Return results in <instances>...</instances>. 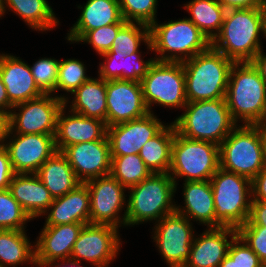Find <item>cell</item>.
<instances>
[{
    "label": "cell",
    "mask_w": 266,
    "mask_h": 267,
    "mask_svg": "<svg viewBox=\"0 0 266 267\" xmlns=\"http://www.w3.org/2000/svg\"><path fill=\"white\" fill-rule=\"evenodd\" d=\"M141 41L145 42L147 49L152 51L150 27L141 23L127 22L117 33L110 51L131 55L139 51Z\"/></svg>",
    "instance_id": "34"
},
{
    "label": "cell",
    "mask_w": 266,
    "mask_h": 267,
    "mask_svg": "<svg viewBox=\"0 0 266 267\" xmlns=\"http://www.w3.org/2000/svg\"><path fill=\"white\" fill-rule=\"evenodd\" d=\"M259 12L261 15V27H262V35H264V37H266V2L263 3L260 7H259Z\"/></svg>",
    "instance_id": "53"
},
{
    "label": "cell",
    "mask_w": 266,
    "mask_h": 267,
    "mask_svg": "<svg viewBox=\"0 0 266 267\" xmlns=\"http://www.w3.org/2000/svg\"><path fill=\"white\" fill-rule=\"evenodd\" d=\"M261 141L264 169L266 170V123L261 125Z\"/></svg>",
    "instance_id": "52"
},
{
    "label": "cell",
    "mask_w": 266,
    "mask_h": 267,
    "mask_svg": "<svg viewBox=\"0 0 266 267\" xmlns=\"http://www.w3.org/2000/svg\"><path fill=\"white\" fill-rule=\"evenodd\" d=\"M62 153L81 183L109 175L111 172L112 158L107 135L102 140L68 146Z\"/></svg>",
    "instance_id": "17"
},
{
    "label": "cell",
    "mask_w": 266,
    "mask_h": 267,
    "mask_svg": "<svg viewBox=\"0 0 266 267\" xmlns=\"http://www.w3.org/2000/svg\"><path fill=\"white\" fill-rule=\"evenodd\" d=\"M67 102V97L43 94L14 105L13 109H20L18 113L16 110L10 112L9 133L55 135L59 111Z\"/></svg>",
    "instance_id": "11"
},
{
    "label": "cell",
    "mask_w": 266,
    "mask_h": 267,
    "mask_svg": "<svg viewBox=\"0 0 266 267\" xmlns=\"http://www.w3.org/2000/svg\"><path fill=\"white\" fill-rule=\"evenodd\" d=\"M227 255L236 262L237 267H265L258 255L238 234L231 240Z\"/></svg>",
    "instance_id": "40"
},
{
    "label": "cell",
    "mask_w": 266,
    "mask_h": 267,
    "mask_svg": "<svg viewBox=\"0 0 266 267\" xmlns=\"http://www.w3.org/2000/svg\"><path fill=\"white\" fill-rule=\"evenodd\" d=\"M85 66L79 60L65 59L59 62L57 90L61 89L71 94L78 89L84 82L90 79L85 75Z\"/></svg>",
    "instance_id": "37"
},
{
    "label": "cell",
    "mask_w": 266,
    "mask_h": 267,
    "mask_svg": "<svg viewBox=\"0 0 266 267\" xmlns=\"http://www.w3.org/2000/svg\"><path fill=\"white\" fill-rule=\"evenodd\" d=\"M219 267H237V264L227 255L220 263Z\"/></svg>",
    "instance_id": "54"
},
{
    "label": "cell",
    "mask_w": 266,
    "mask_h": 267,
    "mask_svg": "<svg viewBox=\"0 0 266 267\" xmlns=\"http://www.w3.org/2000/svg\"><path fill=\"white\" fill-rule=\"evenodd\" d=\"M51 210L49 213L48 211ZM44 226L90 223V195L86 183L79 184L67 194L54 198L48 207Z\"/></svg>",
    "instance_id": "23"
},
{
    "label": "cell",
    "mask_w": 266,
    "mask_h": 267,
    "mask_svg": "<svg viewBox=\"0 0 266 267\" xmlns=\"http://www.w3.org/2000/svg\"><path fill=\"white\" fill-rule=\"evenodd\" d=\"M56 261L58 262L59 260H51L49 262H46L42 267H49V266H53V267H83V266H80V261L78 260H73L71 258H68V259H62L59 261V263L62 261V263H56ZM56 263V264H55ZM54 264V265H53ZM63 264V265H62ZM57 265V266H56Z\"/></svg>",
    "instance_id": "51"
},
{
    "label": "cell",
    "mask_w": 266,
    "mask_h": 267,
    "mask_svg": "<svg viewBox=\"0 0 266 267\" xmlns=\"http://www.w3.org/2000/svg\"><path fill=\"white\" fill-rule=\"evenodd\" d=\"M252 200L266 201V170L262 169L251 180Z\"/></svg>",
    "instance_id": "46"
},
{
    "label": "cell",
    "mask_w": 266,
    "mask_h": 267,
    "mask_svg": "<svg viewBox=\"0 0 266 267\" xmlns=\"http://www.w3.org/2000/svg\"><path fill=\"white\" fill-rule=\"evenodd\" d=\"M118 228L107 224H85L74 243L71 259L107 267L120 249Z\"/></svg>",
    "instance_id": "13"
},
{
    "label": "cell",
    "mask_w": 266,
    "mask_h": 267,
    "mask_svg": "<svg viewBox=\"0 0 266 267\" xmlns=\"http://www.w3.org/2000/svg\"><path fill=\"white\" fill-rule=\"evenodd\" d=\"M184 109L185 112L173 122L176 132L183 137L220 145L239 126L225 99L187 102Z\"/></svg>",
    "instance_id": "4"
},
{
    "label": "cell",
    "mask_w": 266,
    "mask_h": 267,
    "mask_svg": "<svg viewBox=\"0 0 266 267\" xmlns=\"http://www.w3.org/2000/svg\"><path fill=\"white\" fill-rule=\"evenodd\" d=\"M225 101L233 120L244 125L266 123V83L252 62H235L230 70Z\"/></svg>",
    "instance_id": "1"
},
{
    "label": "cell",
    "mask_w": 266,
    "mask_h": 267,
    "mask_svg": "<svg viewBox=\"0 0 266 267\" xmlns=\"http://www.w3.org/2000/svg\"><path fill=\"white\" fill-rule=\"evenodd\" d=\"M140 57L139 51L125 56L124 80L141 82L147 75L148 69L155 59L150 58L148 61H143Z\"/></svg>",
    "instance_id": "43"
},
{
    "label": "cell",
    "mask_w": 266,
    "mask_h": 267,
    "mask_svg": "<svg viewBox=\"0 0 266 267\" xmlns=\"http://www.w3.org/2000/svg\"><path fill=\"white\" fill-rule=\"evenodd\" d=\"M220 168L252 180L264 169L261 125L235 127L221 142Z\"/></svg>",
    "instance_id": "9"
},
{
    "label": "cell",
    "mask_w": 266,
    "mask_h": 267,
    "mask_svg": "<svg viewBox=\"0 0 266 267\" xmlns=\"http://www.w3.org/2000/svg\"><path fill=\"white\" fill-rule=\"evenodd\" d=\"M6 7L13 9L27 25L38 31L50 30L59 24L46 0H1L0 17L5 13Z\"/></svg>",
    "instance_id": "29"
},
{
    "label": "cell",
    "mask_w": 266,
    "mask_h": 267,
    "mask_svg": "<svg viewBox=\"0 0 266 267\" xmlns=\"http://www.w3.org/2000/svg\"><path fill=\"white\" fill-rule=\"evenodd\" d=\"M122 17L127 22L151 26L156 21L158 0H118Z\"/></svg>",
    "instance_id": "36"
},
{
    "label": "cell",
    "mask_w": 266,
    "mask_h": 267,
    "mask_svg": "<svg viewBox=\"0 0 266 267\" xmlns=\"http://www.w3.org/2000/svg\"><path fill=\"white\" fill-rule=\"evenodd\" d=\"M83 226L82 223L43 226L34 245L36 265L42 267L51 260L70 258L74 243Z\"/></svg>",
    "instance_id": "20"
},
{
    "label": "cell",
    "mask_w": 266,
    "mask_h": 267,
    "mask_svg": "<svg viewBox=\"0 0 266 267\" xmlns=\"http://www.w3.org/2000/svg\"><path fill=\"white\" fill-rule=\"evenodd\" d=\"M106 58L105 62L99 64V77L104 81L124 80V60L125 54L118 51H108L101 54Z\"/></svg>",
    "instance_id": "42"
},
{
    "label": "cell",
    "mask_w": 266,
    "mask_h": 267,
    "mask_svg": "<svg viewBox=\"0 0 266 267\" xmlns=\"http://www.w3.org/2000/svg\"><path fill=\"white\" fill-rule=\"evenodd\" d=\"M126 23H114L88 31L78 42H88L101 55L110 51L119 30Z\"/></svg>",
    "instance_id": "39"
},
{
    "label": "cell",
    "mask_w": 266,
    "mask_h": 267,
    "mask_svg": "<svg viewBox=\"0 0 266 267\" xmlns=\"http://www.w3.org/2000/svg\"><path fill=\"white\" fill-rule=\"evenodd\" d=\"M236 235L237 229L232 227L207 228L200 237H194L184 267H219L231 243L228 236L232 240Z\"/></svg>",
    "instance_id": "21"
},
{
    "label": "cell",
    "mask_w": 266,
    "mask_h": 267,
    "mask_svg": "<svg viewBox=\"0 0 266 267\" xmlns=\"http://www.w3.org/2000/svg\"><path fill=\"white\" fill-rule=\"evenodd\" d=\"M110 174L126 189H129L149 177L152 172L139 154L111 156Z\"/></svg>",
    "instance_id": "33"
},
{
    "label": "cell",
    "mask_w": 266,
    "mask_h": 267,
    "mask_svg": "<svg viewBox=\"0 0 266 267\" xmlns=\"http://www.w3.org/2000/svg\"><path fill=\"white\" fill-rule=\"evenodd\" d=\"M78 21L71 27L67 40L78 42L88 31L114 23H127L122 17L118 0H88Z\"/></svg>",
    "instance_id": "24"
},
{
    "label": "cell",
    "mask_w": 266,
    "mask_h": 267,
    "mask_svg": "<svg viewBox=\"0 0 266 267\" xmlns=\"http://www.w3.org/2000/svg\"><path fill=\"white\" fill-rule=\"evenodd\" d=\"M35 261V246H32L25 230H0V267H16ZM16 265V266H15Z\"/></svg>",
    "instance_id": "31"
},
{
    "label": "cell",
    "mask_w": 266,
    "mask_h": 267,
    "mask_svg": "<svg viewBox=\"0 0 266 267\" xmlns=\"http://www.w3.org/2000/svg\"><path fill=\"white\" fill-rule=\"evenodd\" d=\"M226 10L259 8L266 0H217Z\"/></svg>",
    "instance_id": "47"
},
{
    "label": "cell",
    "mask_w": 266,
    "mask_h": 267,
    "mask_svg": "<svg viewBox=\"0 0 266 267\" xmlns=\"http://www.w3.org/2000/svg\"><path fill=\"white\" fill-rule=\"evenodd\" d=\"M234 63L212 46L182 62L187 102L225 99Z\"/></svg>",
    "instance_id": "2"
},
{
    "label": "cell",
    "mask_w": 266,
    "mask_h": 267,
    "mask_svg": "<svg viewBox=\"0 0 266 267\" xmlns=\"http://www.w3.org/2000/svg\"><path fill=\"white\" fill-rule=\"evenodd\" d=\"M0 109L7 112H11V110L13 109V105L9 102L6 88L1 78H0Z\"/></svg>",
    "instance_id": "50"
},
{
    "label": "cell",
    "mask_w": 266,
    "mask_h": 267,
    "mask_svg": "<svg viewBox=\"0 0 266 267\" xmlns=\"http://www.w3.org/2000/svg\"><path fill=\"white\" fill-rule=\"evenodd\" d=\"M220 168L219 145L183 137L175 132L169 175L177 188V177L187 181H208Z\"/></svg>",
    "instance_id": "8"
},
{
    "label": "cell",
    "mask_w": 266,
    "mask_h": 267,
    "mask_svg": "<svg viewBox=\"0 0 266 267\" xmlns=\"http://www.w3.org/2000/svg\"><path fill=\"white\" fill-rule=\"evenodd\" d=\"M10 112L0 109V145L10 137Z\"/></svg>",
    "instance_id": "48"
},
{
    "label": "cell",
    "mask_w": 266,
    "mask_h": 267,
    "mask_svg": "<svg viewBox=\"0 0 266 267\" xmlns=\"http://www.w3.org/2000/svg\"><path fill=\"white\" fill-rule=\"evenodd\" d=\"M9 190L31 219L44 215L54 200L36 174H14Z\"/></svg>",
    "instance_id": "25"
},
{
    "label": "cell",
    "mask_w": 266,
    "mask_h": 267,
    "mask_svg": "<svg viewBox=\"0 0 266 267\" xmlns=\"http://www.w3.org/2000/svg\"><path fill=\"white\" fill-rule=\"evenodd\" d=\"M106 92L107 127L138 119L149 113L140 82L109 80L106 81Z\"/></svg>",
    "instance_id": "16"
},
{
    "label": "cell",
    "mask_w": 266,
    "mask_h": 267,
    "mask_svg": "<svg viewBox=\"0 0 266 267\" xmlns=\"http://www.w3.org/2000/svg\"><path fill=\"white\" fill-rule=\"evenodd\" d=\"M86 185L90 195V223L126 227V219L119 217L124 204L127 205L126 188L111 174L89 180Z\"/></svg>",
    "instance_id": "14"
},
{
    "label": "cell",
    "mask_w": 266,
    "mask_h": 267,
    "mask_svg": "<svg viewBox=\"0 0 266 267\" xmlns=\"http://www.w3.org/2000/svg\"><path fill=\"white\" fill-rule=\"evenodd\" d=\"M64 105L59 111L55 132L56 150L62 152L66 147L88 141L102 140L107 135L106 123L96 118L85 117L71 112L65 116Z\"/></svg>",
    "instance_id": "19"
},
{
    "label": "cell",
    "mask_w": 266,
    "mask_h": 267,
    "mask_svg": "<svg viewBox=\"0 0 266 267\" xmlns=\"http://www.w3.org/2000/svg\"><path fill=\"white\" fill-rule=\"evenodd\" d=\"M150 41L152 51L160 54L154 59L161 62H184L211 46L208 38L188 18L164 24L155 21L150 26Z\"/></svg>",
    "instance_id": "6"
},
{
    "label": "cell",
    "mask_w": 266,
    "mask_h": 267,
    "mask_svg": "<svg viewBox=\"0 0 266 267\" xmlns=\"http://www.w3.org/2000/svg\"><path fill=\"white\" fill-rule=\"evenodd\" d=\"M72 94L71 112L102 120L107 126L106 81L90 78Z\"/></svg>",
    "instance_id": "28"
},
{
    "label": "cell",
    "mask_w": 266,
    "mask_h": 267,
    "mask_svg": "<svg viewBox=\"0 0 266 267\" xmlns=\"http://www.w3.org/2000/svg\"><path fill=\"white\" fill-rule=\"evenodd\" d=\"M175 132L176 129L172 122L149 139L140 149L139 156L152 173H169Z\"/></svg>",
    "instance_id": "30"
},
{
    "label": "cell",
    "mask_w": 266,
    "mask_h": 267,
    "mask_svg": "<svg viewBox=\"0 0 266 267\" xmlns=\"http://www.w3.org/2000/svg\"><path fill=\"white\" fill-rule=\"evenodd\" d=\"M35 174L53 198L63 196L81 184L67 157L59 151L48 158Z\"/></svg>",
    "instance_id": "27"
},
{
    "label": "cell",
    "mask_w": 266,
    "mask_h": 267,
    "mask_svg": "<svg viewBox=\"0 0 266 267\" xmlns=\"http://www.w3.org/2000/svg\"><path fill=\"white\" fill-rule=\"evenodd\" d=\"M259 8L227 10L219 34L211 46L234 62H251L262 49Z\"/></svg>",
    "instance_id": "3"
},
{
    "label": "cell",
    "mask_w": 266,
    "mask_h": 267,
    "mask_svg": "<svg viewBox=\"0 0 266 267\" xmlns=\"http://www.w3.org/2000/svg\"><path fill=\"white\" fill-rule=\"evenodd\" d=\"M210 184L215 205V228L238 229L249 218L251 180L219 168L210 179Z\"/></svg>",
    "instance_id": "7"
},
{
    "label": "cell",
    "mask_w": 266,
    "mask_h": 267,
    "mask_svg": "<svg viewBox=\"0 0 266 267\" xmlns=\"http://www.w3.org/2000/svg\"><path fill=\"white\" fill-rule=\"evenodd\" d=\"M164 127L152 112L141 118L107 127L111 156L139 154L142 146Z\"/></svg>",
    "instance_id": "18"
},
{
    "label": "cell",
    "mask_w": 266,
    "mask_h": 267,
    "mask_svg": "<svg viewBox=\"0 0 266 267\" xmlns=\"http://www.w3.org/2000/svg\"><path fill=\"white\" fill-rule=\"evenodd\" d=\"M262 51L261 49L251 62L258 69L262 79L266 83V55Z\"/></svg>",
    "instance_id": "49"
},
{
    "label": "cell",
    "mask_w": 266,
    "mask_h": 267,
    "mask_svg": "<svg viewBox=\"0 0 266 267\" xmlns=\"http://www.w3.org/2000/svg\"><path fill=\"white\" fill-rule=\"evenodd\" d=\"M9 54H0V78L14 106L43 95L35 84L30 65Z\"/></svg>",
    "instance_id": "22"
},
{
    "label": "cell",
    "mask_w": 266,
    "mask_h": 267,
    "mask_svg": "<svg viewBox=\"0 0 266 267\" xmlns=\"http://www.w3.org/2000/svg\"><path fill=\"white\" fill-rule=\"evenodd\" d=\"M59 62L53 58H42L30 66L35 84L43 94L57 92Z\"/></svg>",
    "instance_id": "38"
},
{
    "label": "cell",
    "mask_w": 266,
    "mask_h": 267,
    "mask_svg": "<svg viewBox=\"0 0 266 267\" xmlns=\"http://www.w3.org/2000/svg\"><path fill=\"white\" fill-rule=\"evenodd\" d=\"M242 226H266V201H251L249 218Z\"/></svg>",
    "instance_id": "45"
},
{
    "label": "cell",
    "mask_w": 266,
    "mask_h": 267,
    "mask_svg": "<svg viewBox=\"0 0 266 267\" xmlns=\"http://www.w3.org/2000/svg\"><path fill=\"white\" fill-rule=\"evenodd\" d=\"M128 190L130 195L122 216V219H126V226L148 220L158 222L175 212L176 204H172V200L177 189L169 173H152Z\"/></svg>",
    "instance_id": "5"
},
{
    "label": "cell",
    "mask_w": 266,
    "mask_h": 267,
    "mask_svg": "<svg viewBox=\"0 0 266 267\" xmlns=\"http://www.w3.org/2000/svg\"><path fill=\"white\" fill-rule=\"evenodd\" d=\"M54 136L14 133L13 137L9 138V142L4 144L14 173L35 174L41 165L57 151Z\"/></svg>",
    "instance_id": "15"
},
{
    "label": "cell",
    "mask_w": 266,
    "mask_h": 267,
    "mask_svg": "<svg viewBox=\"0 0 266 267\" xmlns=\"http://www.w3.org/2000/svg\"><path fill=\"white\" fill-rule=\"evenodd\" d=\"M237 234L258 255L266 267V226H240Z\"/></svg>",
    "instance_id": "41"
},
{
    "label": "cell",
    "mask_w": 266,
    "mask_h": 267,
    "mask_svg": "<svg viewBox=\"0 0 266 267\" xmlns=\"http://www.w3.org/2000/svg\"><path fill=\"white\" fill-rule=\"evenodd\" d=\"M143 98L151 113V105L184 108L187 104L185 73L182 62L156 61L141 80Z\"/></svg>",
    "instance_id": "10"
},
{
    "label": "cell",
    "mask_w": 266,
    "mask_h": 267,
    "mask_svg": "<svg viewBox=\"0 0 266 267\" xmlns=\"http://www.w3.org/2000/svg\"><path fill=\"white\" fill-rule=\"evenodd\" d=\"M187 217L177 212L162 217L155 225L153 239L170 267H184L194 240L193 228Z\"/></svg>",
    "instance_id": "12"
},
{
    "label": "cell",
    "mask_w": 266,
    "mask_h": 267,
    "mask_svg": "<svg viewBox=\"0 0 266 267\" xmlns=\"http://www.w3.org/2000/svg\"><path fill=\"white\" fill-rule=\"evenodd\" d=\"M32 220L9 189L0 190V230H25L26 221Z\"/></svg>",
    "instance_id": "35"
},
{
    "label": "cell",
    "mask_w": 266,
    "mask_h": 267,
    "mask_svg": "<svg viewBox=\"0 0 266 267\" xmlns=\"http://www.w3.org/2000/svg\"><path fill=\"white\" fill-rule=\"evenodd\" d=\"M14 174L7 148L0 145V190L9 189Z\"/></svg>",
    "instance_id": "44"
},
{
    "label": "cell",
    "mask_w": 266,
    "mask_h": 267,
    "mask_svg": "<svg viewBox=\"0 0 266 267\" xmlns=\"http://www.w3.org/2000/svg\"><path fill=\"white\" fill-rule=\"evenodd\" d=\"M185 207L176 206L175 212L196 220L208 228H215V205L210 180L187 181L184 184Z\"/></svg>",
    "instance_id": "26"
},
{
    "label": "cell",
    "mask_w": 266,
    "mask_h": 267,
    "mask_svg": "<svg viewBox=\"0 0 266 267\" xmlns=\"http://www.w3.org/2000/svg\"><path fill=\"white\" fill-rule=\"evenodd\" d=\"M184 8L192 15L188 19L212 42L221 30L227 10L217 0H192Z\"/></svg>",
    "instance_id": "32"
}]
</instances>
